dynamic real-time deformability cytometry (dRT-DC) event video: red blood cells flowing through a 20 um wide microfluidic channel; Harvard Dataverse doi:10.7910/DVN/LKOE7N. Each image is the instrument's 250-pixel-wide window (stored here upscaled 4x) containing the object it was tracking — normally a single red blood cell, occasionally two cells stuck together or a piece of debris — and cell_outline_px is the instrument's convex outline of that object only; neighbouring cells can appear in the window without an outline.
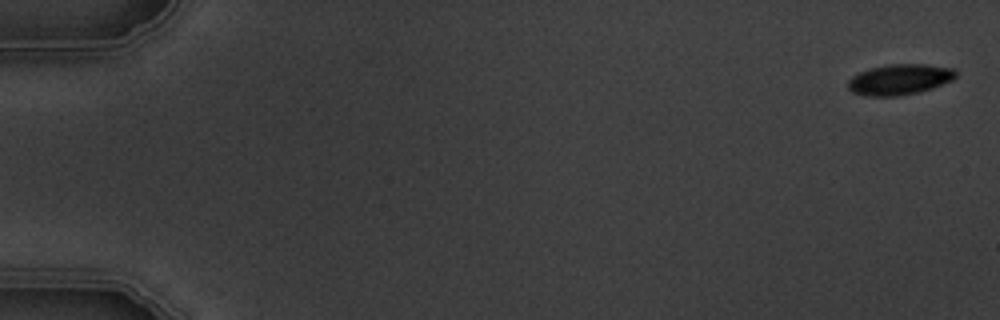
{"species": "common noctule bat (a hibernating species)", "species_latin": "Nyctalus noctula", "temperature_condition": "warm", "stored_images_in_passage": 9, "camera_frame_rate_fps": 3000, "um_per_image_px": 0.085, "animal": {"sex": "male", "body_mass_g": 19.5, "forearm_length_mm": 54.6}, "frame": {"image": 1, "passage_image": 1, "time_ms": 0.0, "image_size_px": [1000, 320], "cell_outline_px": [[956, 76], [952, 80], [932, 88], [916, 92], [896, 96], [864, 96], [852, 92], [848, 88], [848, 80], [852, 76], [868, 68], [888, 64], [924, 64], [956, 68]], "centroid_in_image_um": [76.45, 6.74], "position_along_channel_um": 8.6, "area_um2": 19.31}}
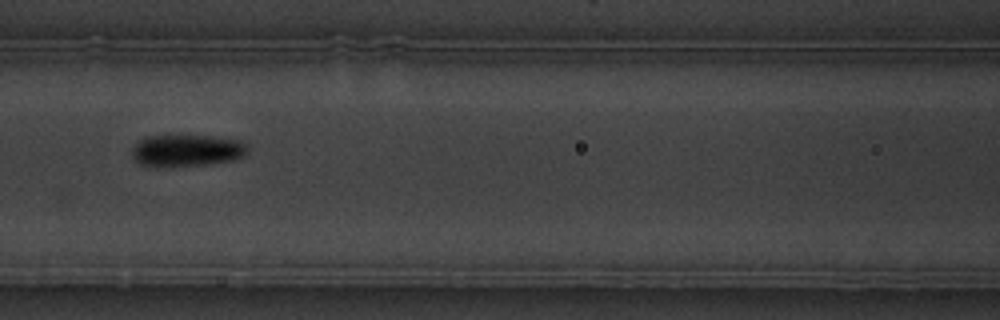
{"frame": {"image": 2, "passage_image": 7, "time_ms": 8.0, "image_size_px": [1000, 320], "cell_outline_px": [[248, 152], [244, 156], [232, 160], [204, 164], [140, 164], [132, 156], [132, 148], [140, 140], [152, 136], [212, 136], [244, 140], [248, 144]], "centroid_in_image_um": [15.99, 12.74], "position_along_channel_um": 150.6, "area_um2": 20.75}}